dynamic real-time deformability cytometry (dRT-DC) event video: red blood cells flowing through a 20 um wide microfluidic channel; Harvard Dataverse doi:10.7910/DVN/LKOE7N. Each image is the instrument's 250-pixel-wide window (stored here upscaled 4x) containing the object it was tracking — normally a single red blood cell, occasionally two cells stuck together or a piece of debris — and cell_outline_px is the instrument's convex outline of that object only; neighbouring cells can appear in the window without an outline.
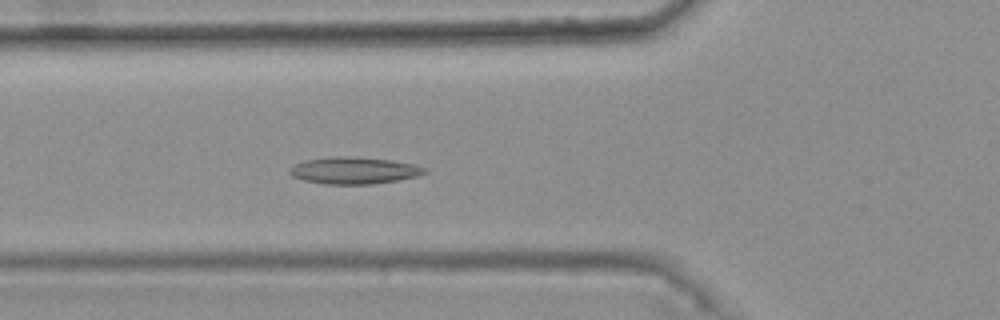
{"species": "common noctule bat (a hibernating species)", "species_latin": "Nyctalus noctula", "temperature_condition": "warm", "stored_images_in_passage": 45, "camera_frame_rate_fps": 3000, "um_per_image_px": 0.085, "animal": {"sex": "female", "body_mass_g": 25.1}, "frame": {"image": 1, "passage_image": 19, "time_ms": 6.0, "image_size_px": [1000, 320], "cell_outline_px": [[428, 172], [416, 176], [396, 180], [372, 184], [324, 184], [304, 180], [292, 176], [288, 172], [296, 164], [304, 160], [336, 156], [348, 156], [392, 160], [412, 164], [428, 168]], "centroid_in_image_um": [30.1, 14.49], "position_along_channel_um": 95.7, "area_um2": 20.98}}
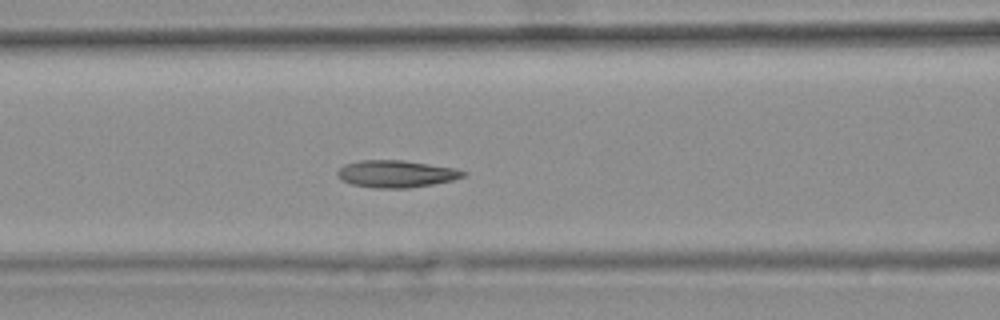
{"frame": {"image": 2, "passage_image": 22, "time_ms": 7.0, "image_size_px": [1000, 320], "cell_outline_px": [[468, 172], [464, 176], [452, 180], [432, 184], [408, 188], [372, 188], [352, 184], [340, 180], [336, 176], [336, 172], [344, 164], [360, 160], [404, 160], [456, 168]], "centroid_in_image_um": [33.64, 14.77], "position_along_channel_um": 133.0, "area_um2": 20.06}}
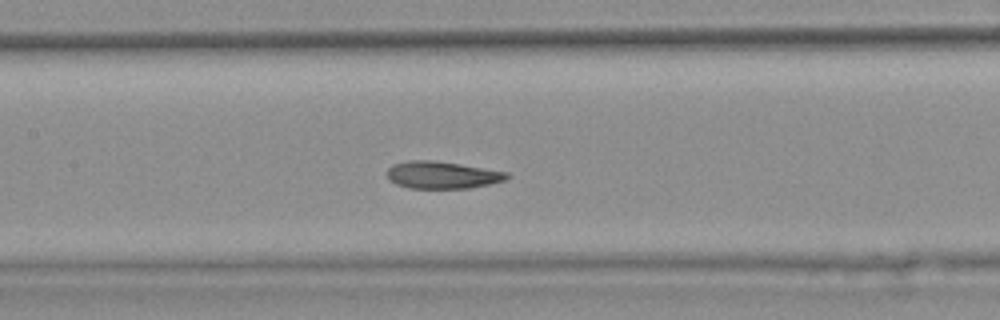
{"frame": {"image": 3, "passage_image": 25, "time_ms": 8.0, "image_size_px": [1000, 320], "cell_outline_px": [[512, 176], [504, 180], [488, 184], [468, 188], [408, 188], [396, 184], [388, 180], [388, 168], [392, 164], [408, 160], [432, 160], [460, 164], [508, 172]], "centroid_in_image_um": [37.56, 14.87], "position_along_channel_um": 169.8, "area_um2": 19.02}, "authors_computed_cell_mechanics": {"area_um2": 19.5942, "velocity_mm_per_s": 3.6945, "shape_relaxation_time_tau1_ms": 9.5424, "shape_relaxation_time_tau2_ms": 1.5746, "deformation_change_tau1": 0.1822, "deformation_change_tau2": 0.072}}